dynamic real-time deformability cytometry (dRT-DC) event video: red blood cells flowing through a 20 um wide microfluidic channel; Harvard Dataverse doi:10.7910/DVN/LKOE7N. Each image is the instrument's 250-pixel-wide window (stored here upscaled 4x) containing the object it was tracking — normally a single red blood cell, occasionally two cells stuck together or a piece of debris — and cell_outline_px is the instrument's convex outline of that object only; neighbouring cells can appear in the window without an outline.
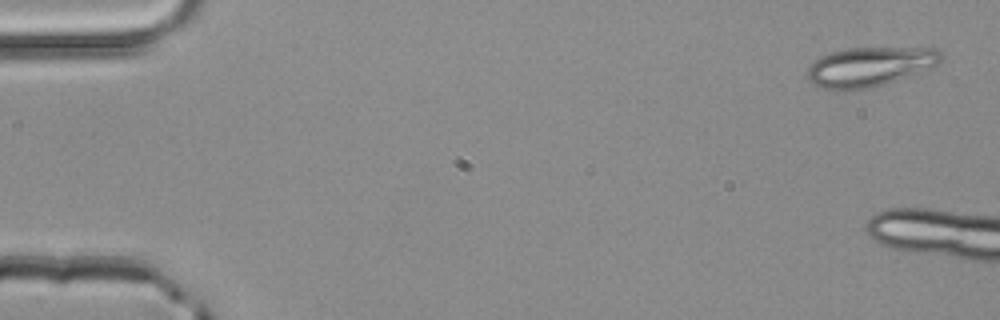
{"species": "common noctule bat (a hibernating species)", "species_latin": "Nyctalus noctula", "temperature_condition": "room temperature", "stored_images_in_passage": 5, "camera_frame_rate_fps": 3000, "um_per_image_px": 0.085, "animal": {"sex": "male", "body_mass_g": 20.4}, "frame": {"image": 1, "passage_image": 1, "time_ms": 0.0, "image_size_px": [1000, 320], "cell_outline_px": [[940, 60], [936, 64], [896, 80], [872, 88], [836, 92], [820, 88], [812, 84], [804, 76], [808, 68], [816, 60], [832, 52], [848, 48], [932, 48], [940, 52]], "centroid_in_image_um": [73.79, 5.71], "position_along_channel_um": 11.2, "area_um2": 30.52}}